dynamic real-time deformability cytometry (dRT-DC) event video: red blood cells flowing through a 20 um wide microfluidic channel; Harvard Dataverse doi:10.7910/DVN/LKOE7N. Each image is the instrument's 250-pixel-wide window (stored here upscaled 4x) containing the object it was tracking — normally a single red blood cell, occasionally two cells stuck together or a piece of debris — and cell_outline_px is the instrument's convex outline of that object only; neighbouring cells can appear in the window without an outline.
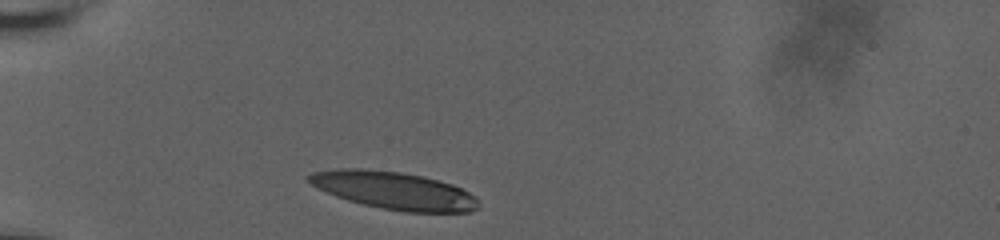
{"species": "human", "species_latin": "Homo sapiens", "temperature_condition": "room temperature", "stored_images_in_passage": 12, "camera_frame_rate_fps": 3000, "um_per_image_px": 0.085, "donor": {"sex": "male"}, "frame": {"image": 1, "passage_image": 1, "time_ms": 0.0, "image_size_px": [1000, 240], "cell_outline_px": [[480, 208], [468, 212], [404, 212], [380, 208], [348, 200], [336, 196], [312, 184], [308, 180], [308, 176], [312, 172], [340, 168], [364, 168], [400, 172], [424, 176], [452, 184], [476, 196], [480, 204]], "centroid_in_image_um": [33.54, 16.19], "position_along_channel_um": 51.5, "area_um2": 37.11}}
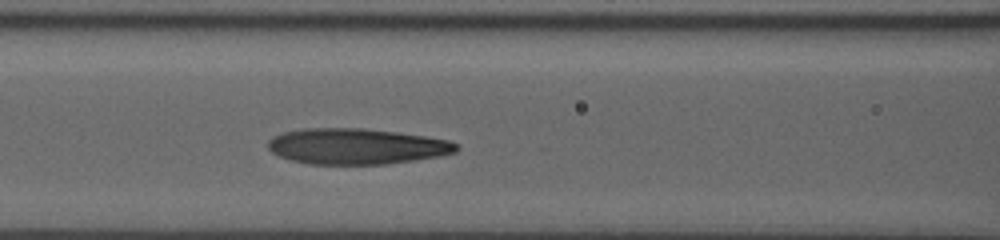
{"frame": {"image": 2, "passage_image": 6, "time_ms": 3.0, "image_size_px": [1000, 240], "cell_outline_px": [[460, 148], [456, 152], [440, 156], [384, 164], [308, 164], [288, 160], [272, 152], [268, 148], [268, 140], [272, 136], [284, 132], [304, 128], [360, 128], [396, 132], [424, 136], [448, 140], [456, 144]], "centroid_in_image_um": [30.26, 12.44], "position_along_channel_um": 136.3, "area_um2": 39.25}}
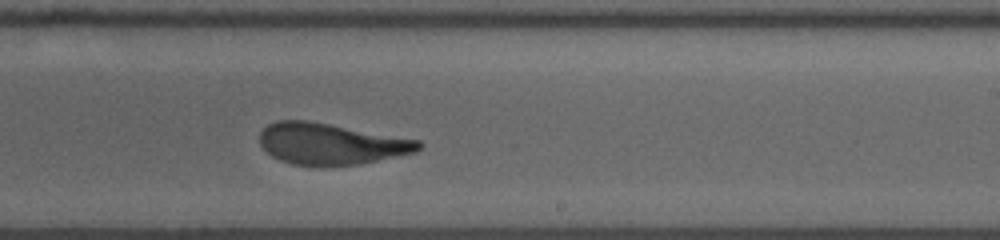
{"frame": {"image": 3, "passage_image": 12, "time_ms": 6.333, "image_size_px": [1000, 240], "cell_outline_px": [[424, 144], [416, 152], [400, 156], [360, 164], [292, 164], [280, 160], [272, 156], [260, 144], [260, 132], [268, 124], [276, 120], [308, 120], [420, 140]], "centroid_in_image_um": [28.15, 12.2], "position_along_channel_um": 260.9, "area_um2": 37.86}}